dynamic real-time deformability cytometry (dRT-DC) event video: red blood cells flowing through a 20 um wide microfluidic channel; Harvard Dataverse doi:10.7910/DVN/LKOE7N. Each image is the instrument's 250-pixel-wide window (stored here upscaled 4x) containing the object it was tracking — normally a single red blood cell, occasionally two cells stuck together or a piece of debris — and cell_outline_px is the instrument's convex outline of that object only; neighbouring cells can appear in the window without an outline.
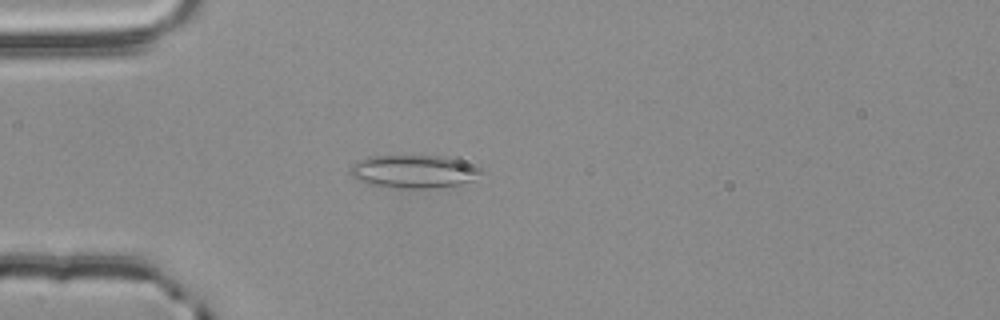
{"species": "common noctule bat (a hibernating species)", "species_latin": "Nyctalus noctula", "temperature_condition": "room temperature", "stored_images_in_passage": 51, "camera_frame_rate_fps": 3000, "um_per_image_px": 0.085, "animal": {"sex": "male", "body_mass_g": 20.4}, "frame": {"image": 1, "passage_image": 12, "time_ms": 3.667, "image_size_px": [1000, 320], "cell_outline_px": [[488, 172], [472, 180], [460, 184], [428, 188], [408, 188], [364, 184], [352, 176], [348, 172], [352, 164], [368, 156], [444, 156], [460, 160], [480, 168]], "centroid_in_image_um": [35.18, 14.57], "position_along_channel_um": 49.8, "area_um2": 25.26}}
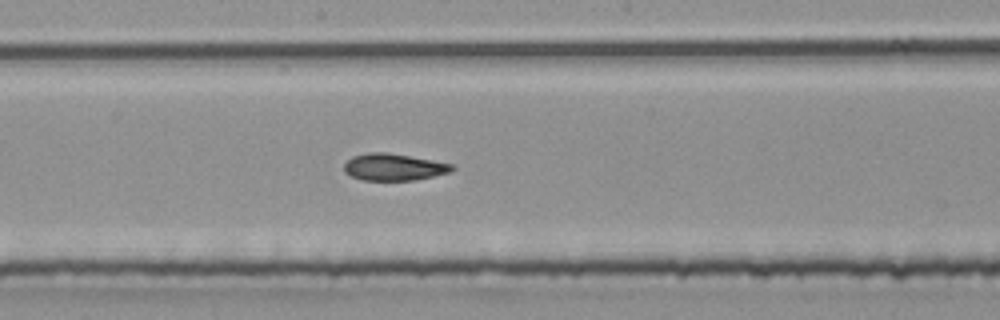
{"frame": {"image": 2, "passage_image": 26, "time_ms": 8.333, "image_size_px": [1000, 320], "cell_outline_px": [[456, 168], [448, 172], [432, 176], [412, 180], [364, 180], [352, 176], [344, 172], [344, 164], [352, 156], [368, 152], [384, 152], [432, 160], [452, 164]], "centroid_in_image_um": [33.43, 14.19], "position_along_channel_um": 214.8, "area_um2": 16.65}}
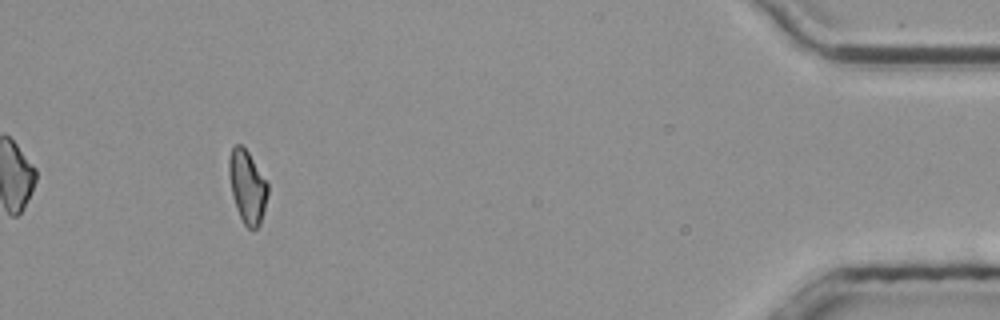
{"frame": {"image": 3, "passage_image": 47, "time_ms": 15.333, "image_size_px": [1000, 320], "cell_outline_px": [[268, 192], [260, 224], [256, 228], [248, 228], [244, 224], [236, 208], [232, 192], [228, 172], [228, 160], [232, 148], [236, 144], [240, 144], [248, 152], [268, 184]], "centroid_in_image_um": [21.01, 15.86], "position_along_channel_um": 414.2, "area_um2": 16.13}, "authors_computed_cell_mechanics": {"area_um2": 17.5712, "velocity_mm_per_s": 3.827, "shape_relaxation_time_tau1_ms": null, "shape_relaxation_time_tau2_ms": 4.0149, "deformation_change_tau1": null, "deformation_change_tau2": 0.1109}}